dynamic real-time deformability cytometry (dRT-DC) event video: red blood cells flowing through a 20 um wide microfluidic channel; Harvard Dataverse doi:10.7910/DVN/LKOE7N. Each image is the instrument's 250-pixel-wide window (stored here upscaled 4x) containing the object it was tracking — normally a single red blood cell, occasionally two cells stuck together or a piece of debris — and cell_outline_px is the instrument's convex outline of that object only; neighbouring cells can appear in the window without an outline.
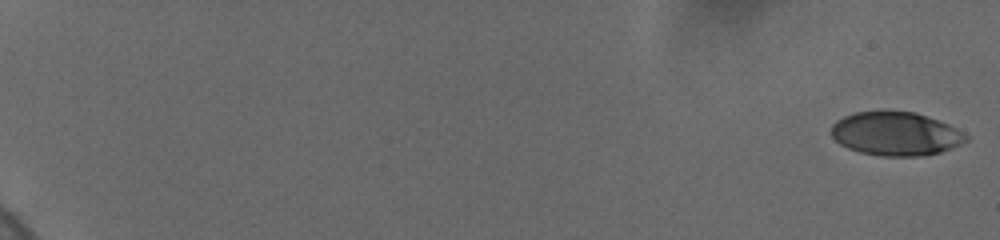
{"species": "human", "species_latin": "Homo sapiens", "temperature_condition": "cold", "stored_images_in_passage": 88, "camera_frame_rate_fps": 3000, "um_per_image_px": 0.085, "donor": {"sex": "female"}, "frame": {"image": 1, "passage_image": 1, "time_ms": 0.0, "image_size_px": [1000, 240], "cell_outline_px": [[968, 140], [940, 152], [924, 156], [880, 156], [860, 152], [848, 148], [840, 144], [832, 136], [832, 124], [836, 120], [844, 116], [856, 112], [912, 112], [948, 124], [968, 136]], "centroid_in_image_um": [76.1, 11.39], "position_along_channel_um": 8.9, "area_um2": 33.7}}
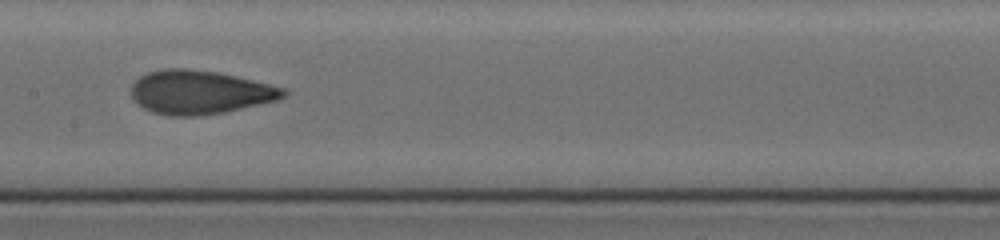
{"frame": {"image": 2, "passage_image": 39, "time_ms": 11.0, "image_size_px": [1000, 240], "cell_outline_px": [[288, 92], [280, 100], [224, 112], [200, 116], [168, 116], [152, 112], [144, 108], [132, 96], [132, 84], [140, 76], [148, 72], [164, 68], [188, 68], [220, 72], [284, 88]], "centroid_in_image_um": [16.99, 7.84], "position_along_channel_um": 190.4, "area_um2": 38.84}}
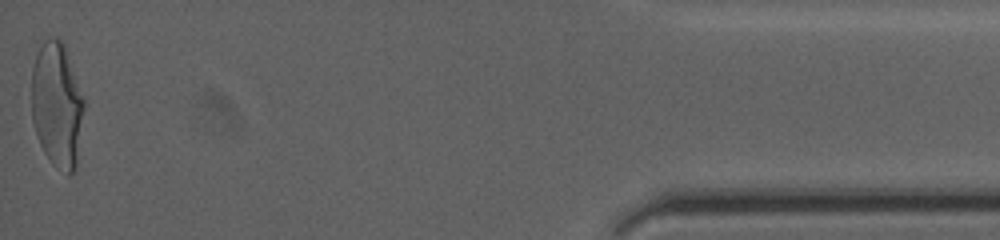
{"frame": {"image": 3, "passage_image": 87, "time_ms": 19.333, "image_size_px": [1000, 240], "cell_outline_px": [[84, 108], [76, 168], [68, 176], [52, 164], [44, 152], [36, 136], [32, 120], [32, 68], [36, 56], [44, 40], [48, 36], [60, 40], [64, 44], [84, 100]], "centroid_in_image_um": [4.84, 8.95], "position_along_channel_um": 430.4, "area_um2": 38.15}, "authors_computed_cell_mechanics": {"area_um2": 37.1943, "velocity_mm_per_s": 3.7012, "shape_relaxation_time_tau1_ms": 6.0376, "shape_relaxation_time_tau2_ms": 0.9423, "deformation_change_tau1": 0.2039, "deformation_change_tau2": 0.0765}}